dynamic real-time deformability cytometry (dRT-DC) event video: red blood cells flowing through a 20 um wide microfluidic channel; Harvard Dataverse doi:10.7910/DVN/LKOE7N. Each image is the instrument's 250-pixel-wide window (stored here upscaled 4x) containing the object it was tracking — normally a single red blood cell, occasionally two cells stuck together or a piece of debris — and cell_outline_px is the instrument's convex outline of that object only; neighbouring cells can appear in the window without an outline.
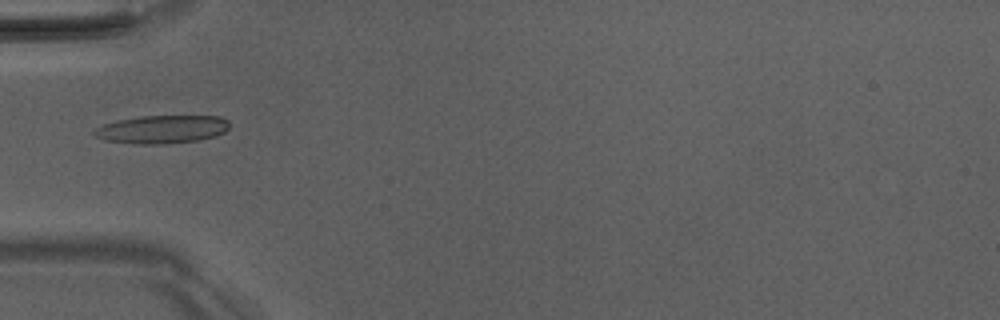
{"species": "Egyptian fruit bat (a non-hibernating species)", "species_latin": "Rousettus aegyptiacus", "temperature_condition": "room temperature", "stored_images_in_passage": 2, "camera_frame_rate_fps": 3000, "um_per_image_px": 0.085, "animal": {"sex": "male"}, "frame": {"image": 1, "passage_image": 2, "time_ms": 1.0, "image_size_px": [1000, 320], "cell_outline_px": [[228, 128], [224, 132], [216, 136], [196, 140], [164, 144], [140, 144], [104, 140], [96, 136], [92, 132], [96, 128], [104, 124], [116, 120], [140, 116], [220, 116], [228, 120]], "centroid_in_image_um": [13.76, 10.99], "position_along_channel_um": 71.2, "area_um2": 22.08}}